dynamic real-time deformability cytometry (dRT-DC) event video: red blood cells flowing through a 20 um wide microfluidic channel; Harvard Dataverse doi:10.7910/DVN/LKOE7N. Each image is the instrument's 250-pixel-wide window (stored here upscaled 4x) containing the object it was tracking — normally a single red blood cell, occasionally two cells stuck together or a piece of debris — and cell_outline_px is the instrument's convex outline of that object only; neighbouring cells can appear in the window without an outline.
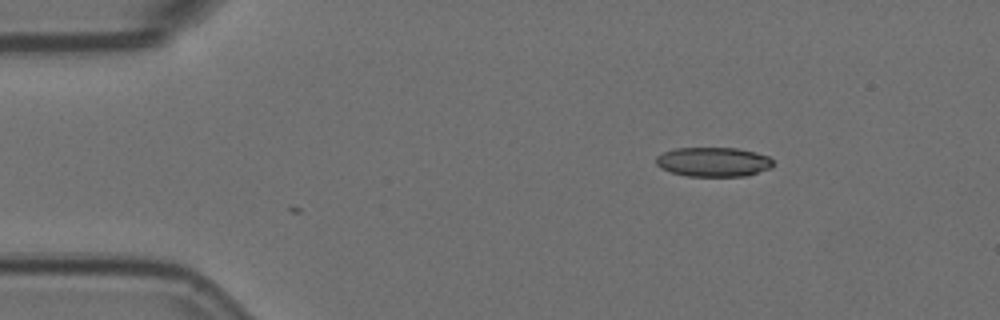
{"species": "Egyptian fruit bat (a non-hibernating species)", "species_latin": "Rousettus aegyptiacus", "temperature_condition": "room temperature", "stored_images_in_passage": 3, "camera_frame_rate_fps": 3000, "um_per_image_px": 0.085, "animal": {"sex": "female"}, "frame": {"image": 1, "passage_image": 3, "time_ms": 0.667, "image_size_px": [1000, 320], "cell_outline_px": [[772, 168], [748, 176], [688, 176], [672, 172], [660, 168], [656, 164], [656, 156], [664, 152], [676, 148], [736, 148], [756, 152], [768, 156], [772, 160]], "centroid_in_image_um": [60.65, 13.77], "position_along_channel_um": 24.4, "area_um2": 20.11}}